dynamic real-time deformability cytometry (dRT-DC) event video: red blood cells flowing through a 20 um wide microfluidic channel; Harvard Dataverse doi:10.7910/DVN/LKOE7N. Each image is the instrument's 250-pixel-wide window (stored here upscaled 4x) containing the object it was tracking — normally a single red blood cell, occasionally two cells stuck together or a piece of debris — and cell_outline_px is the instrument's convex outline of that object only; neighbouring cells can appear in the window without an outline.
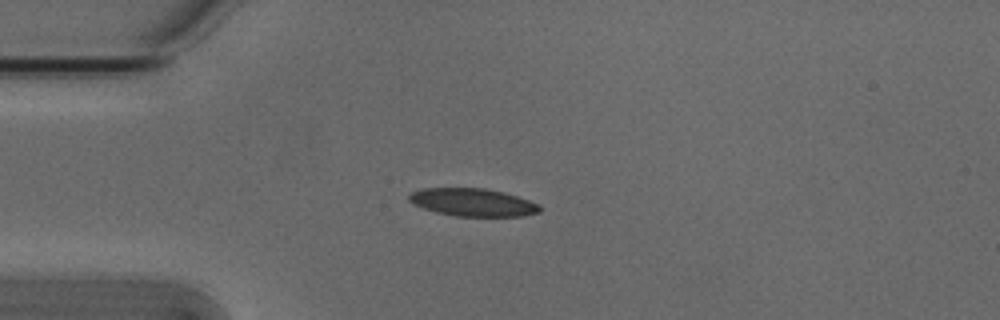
{"species": "Egyptian fruit bat (a non-hibernating species)", "species_latin": "Rousettus aegyptiacus", "temperature_condition": "cold", "stored_images_in_passage": 4, "camera_frame_rate_fps": 3000, "um_per_image_px": 0.085, "animal": {"sex": "male"}, "frame": {"image": 1, "passage_image": 3, "time_ms": 0.667, "image_size_px": [1000, 320], "cell_outline_px": [[540, 212], [524, 216], [456, 216], [436, 212], [412, 204], [408, 200], [408, 196], [412, 192], [424, 188], [484, 188], [504, 192], [540, 204]], "centroid_in_image_um": [40.18, 17.2], "position_along_channel_um": 44.8, "area_um2": 21.15}}
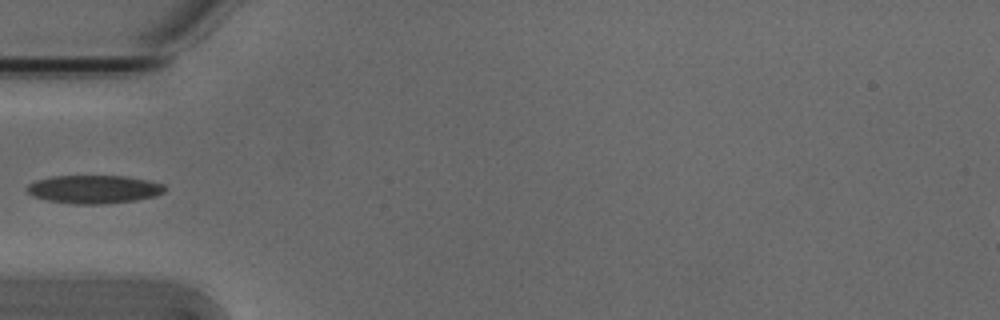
{"frame": {"image": 2, "passage_image": 4, "time_ms": 1.0, "image_size_px": [1000, 320], "cell_outline_px": [[168, 188], [164, 192], [156, 196], [136, 200], [104, 204], [76, 204], [48, 200], [32, 196], [28, 192], [28, 184], [36, 180], [52, 176], [124, 176], [148, 180], [164, 184]], "centroid_in_image_um": [8.03, 16.09], "position_along_channel_um": 77.0, "area_um2": 22.72}}